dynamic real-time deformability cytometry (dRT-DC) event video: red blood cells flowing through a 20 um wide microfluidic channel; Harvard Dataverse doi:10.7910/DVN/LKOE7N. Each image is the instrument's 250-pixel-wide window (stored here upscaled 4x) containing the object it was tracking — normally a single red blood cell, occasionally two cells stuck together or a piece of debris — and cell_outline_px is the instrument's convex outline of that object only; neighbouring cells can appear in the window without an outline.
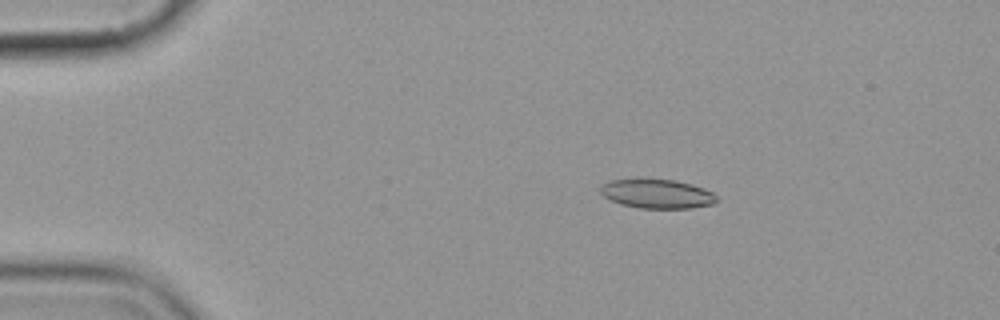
{"species": "common noctule bat (a hibernating species)", "species_latin": "Nyctalus noctula", "temperature_condition": "cold", "stored_images_in_passage": 6, "camera_frame_rate_fps": 3000, "um_per_image_px": 0.085, "animal": {"sex": "female", "body_mass_g": 19.9}, "frame": {"image": 1, "passage_image": 3, "time_ms": 2.333, "image_size_px": [1000, 320], "cell_outline_px": [[716, 200], [712, 204], [692, 208], [640, 208], [620, 204], [604, 196], [600, 192], [600, 188], [604, 184], [612, 180], [676, 180], [692, 184], [704, 188], [712, 192], [716, 196]], "centroid_in_image_um": [55.88, 16.49], "position_along_channel_um": 29.1, "area_um2": 19.36}}